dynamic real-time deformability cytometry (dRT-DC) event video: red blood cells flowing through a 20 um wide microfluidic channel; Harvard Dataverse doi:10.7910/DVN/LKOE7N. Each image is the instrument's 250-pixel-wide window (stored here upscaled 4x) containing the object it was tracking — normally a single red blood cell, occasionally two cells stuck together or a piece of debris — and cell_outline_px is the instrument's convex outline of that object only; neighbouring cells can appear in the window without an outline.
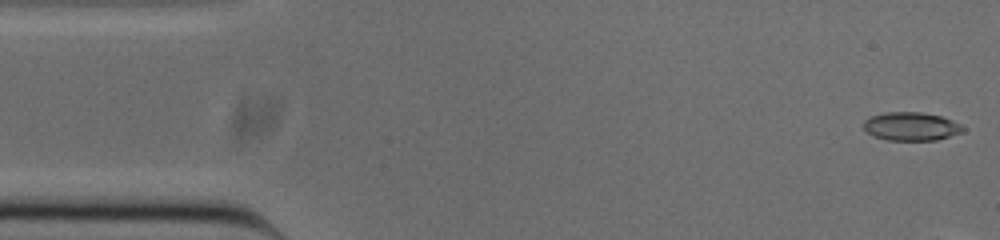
{"species": "common noctule bat (a hibernating species)", "species_latin": "Nyctalus noctula", "temperature_condition": "cold", "stored_images_in_passage": 9, "camera_frame_rate_fps": 3000, "um_per_image_px": 0.085, "animal": {"sex": "male", "body_mass_g": 20.0, "forearm_length_mm": 53.3}, "frame": {"image": 1, "passage_image": 1, "time_ms": 0.0, "image_size_px": [1000, 240], "cell_outline_px": [[964, 132], [936, 140], [888, 140], [872, 136], [864, 128], [864, 120], [872, 116], [884, 112], [924, 112], [940, 116], [952, 120], [960, 124], [964, 128]], "centroid_in_image_um": [77.45, 10.74], "position_along_channel_um": 7.5, "area_um2": 16.47}}